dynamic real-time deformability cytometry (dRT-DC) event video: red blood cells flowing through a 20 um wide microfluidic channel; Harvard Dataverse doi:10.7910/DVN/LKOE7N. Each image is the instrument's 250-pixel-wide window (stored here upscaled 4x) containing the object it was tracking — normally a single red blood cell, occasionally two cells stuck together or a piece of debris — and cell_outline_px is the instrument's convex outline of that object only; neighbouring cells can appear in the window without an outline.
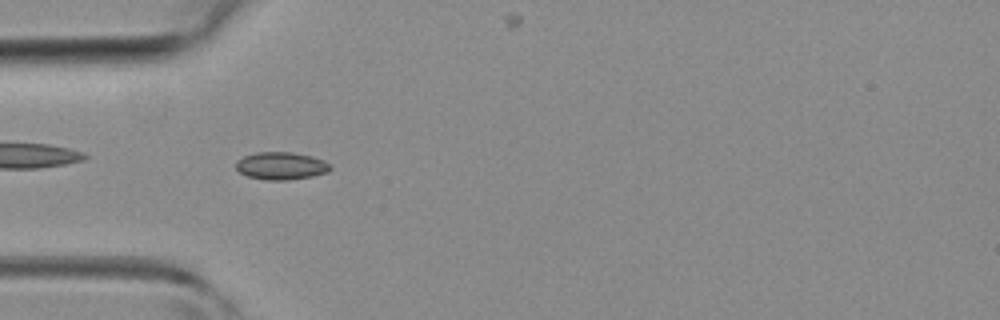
{"species": "common noctule bat (a hibernating species)", "species_latin": "Nyctalus noctula", "temperature_condition": "room temperature", "stored_images_in_passage": 46, "camera_frame_rate_fps": 3000, "um_per_image_px": 0.085, "animal": {"sex": "female", "body_mass_g": 19.3, "forearm_length_mm": 54.1}, "frame": {"image": 1, "passage_image": 14, "time_ms": 4.333, "image_size_px": [1000, 320], "cell_outline_px": [[332, 168], [328, 172], [312, 176], [288, 180], [264, 180], [248, 176], [240, 172], [236, 168], [236, 160], [244, 156], [256, 152], [292, 152], [312, 156], [324, 160]], "centroid_in_image_um": [23.89, 14.09], "position_along_channel_um": 61.1, "area_um2": 15.2}}
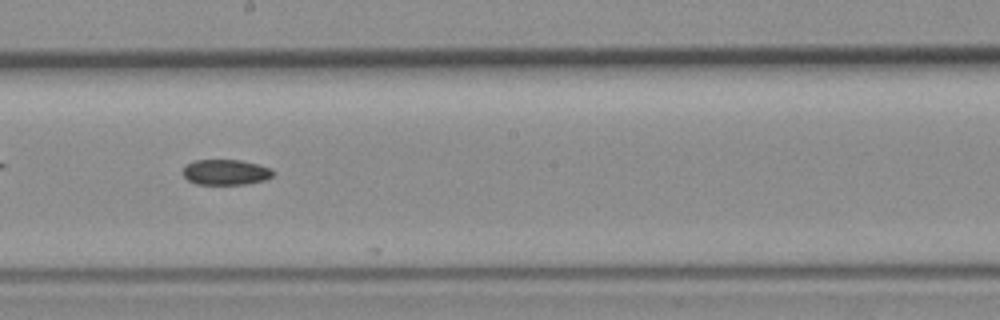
{"frame": {"image": 2, "passage_image": 25, "time_ms": 8.0, "image_size_px": [1000, 320], "cell_outline_px": [[276, 172], [272, 176], [264, 180], [248, 184], [196, 184], [188, 180], [180, 172], [188, 164], [196, 160], [240, 160], [272, 168]], "centroid_in_image_um": [19.2, 14.64], "position_along_channel_um": 229.0, "area_um2": 13.41}}
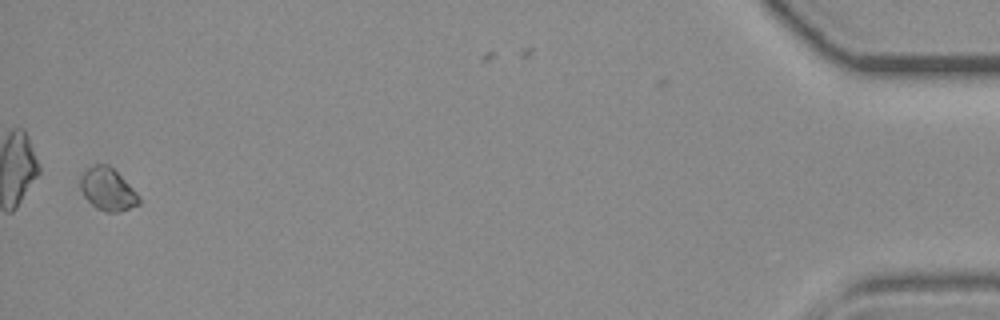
{"frame": {"image": 3, "passage_image": 44, "time_ms": 14.333, "image_size_px": [1000, 320], "cell_outline_px": [[140, 204], [116, 212], [104, 212], [96, 208], [84, 196], [80, 188], [80, 176], [88, 168], [96, 164], [108, 164], [136, 192], [140, 200]], "centroid_in_image_um": [9.12, 16.09], "position_along_channel_um": 426.1, "area_um2": 14.22}}